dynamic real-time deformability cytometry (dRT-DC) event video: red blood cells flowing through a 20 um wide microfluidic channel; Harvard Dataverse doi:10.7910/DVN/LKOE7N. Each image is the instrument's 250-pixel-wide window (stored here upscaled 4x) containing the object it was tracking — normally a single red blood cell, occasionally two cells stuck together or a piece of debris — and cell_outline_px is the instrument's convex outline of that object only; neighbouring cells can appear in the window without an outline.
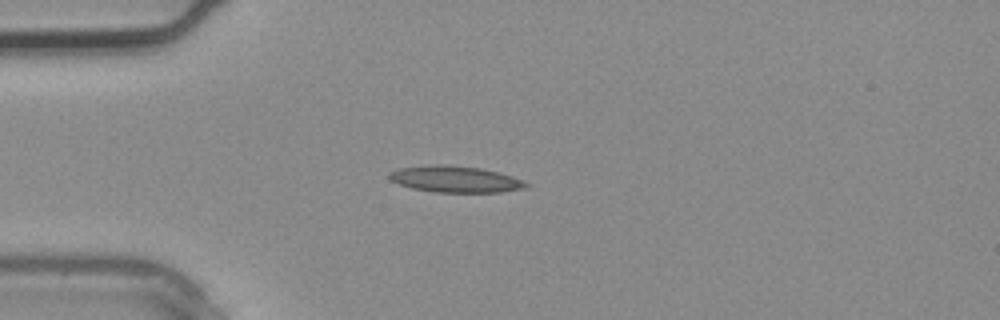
{"species": "common noctule bat (a hibernating species)", "species_latin": "Nyctalus noctula", "temperature_condition": "warm", "stored_images_in_passage": 1, "camera_frame_rate_fps": 3000, "um_per_image_px": 0.085, "animal": {"sex": "male", "body_mass_g": 20.4}, "frame": {"image": 1, "passage_image": 1, "time_ms": 0.0, "image_size_px": [1000, 320], "cell_outline_px": [[532, 184], [524, 188], [500, 192], [432, 192], [412, 188], [400, 184], [392, 180], [388, 176], [388, 172], [400, 168], [436, 164], [444, 164], [480, 168], [512, 176]], "centroid_in_image_um": [38.7, 15.23], "position_along_channel_um": 46.3, "area_um2": 20.92}}